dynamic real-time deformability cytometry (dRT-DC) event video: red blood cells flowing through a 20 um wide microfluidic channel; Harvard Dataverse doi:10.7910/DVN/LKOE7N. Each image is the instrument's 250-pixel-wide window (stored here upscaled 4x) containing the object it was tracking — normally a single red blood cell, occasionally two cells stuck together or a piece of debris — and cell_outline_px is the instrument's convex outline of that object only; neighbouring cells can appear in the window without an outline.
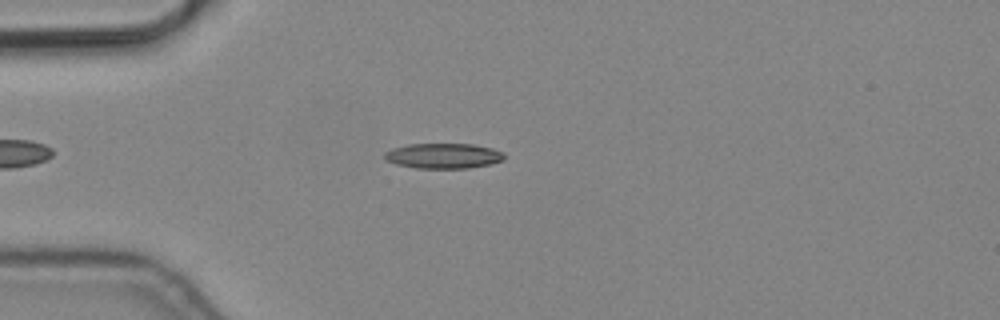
{"species": "common noctule bat (a hibernating species)", "species_latin": "Nyctalus noctula", "temperature_condition": "cold", "stored_images_in_passage": 7, "camera_frame_rate_fps": 3000, "um_per_image_px": 0.085, "animal": {"sex": "male", "body_mass_g": 19.2, "forearm_length_mm": 51.8}, "frame": {"image": 1, "passage_image": 4, "time_ms": 1.0, "image_size_px": [1000, 320], "cell_outline_px": [[504, 160], [488, 164], [468, 168], [416, 168], [396, 164], [388, 160], [384, 156], [384, 152], [392, 148], [408, 144], [472, 144], [492, 148], [504, 152]], "centroid_in_image_um": [37.69, 13.24], "position_along_channel_um": 47.3, "area_um2": 17.51}}
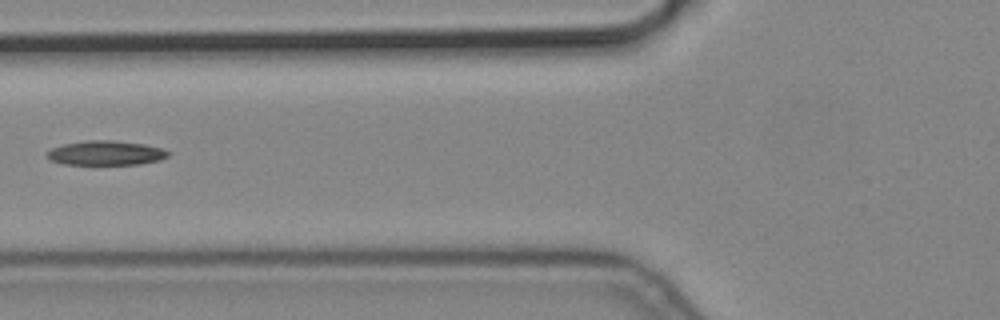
{"frame": {"image": 2, "passage_image": 6, "time_ms": 1.667, "image_size_px": [1000, 320], "cell_outline_px": [[168, 156], [160, 160], [140, 164], [64, 164], [48, 160], [48, 152], [52, 148], [64, 144], [88, 140], [112, 140], [144, 144], [164, 148], [168, 152]], "centroid_in_image_um": [9.01, 13.0], "position_along_channel_um": 116.8, "area_um2": 17.17}}
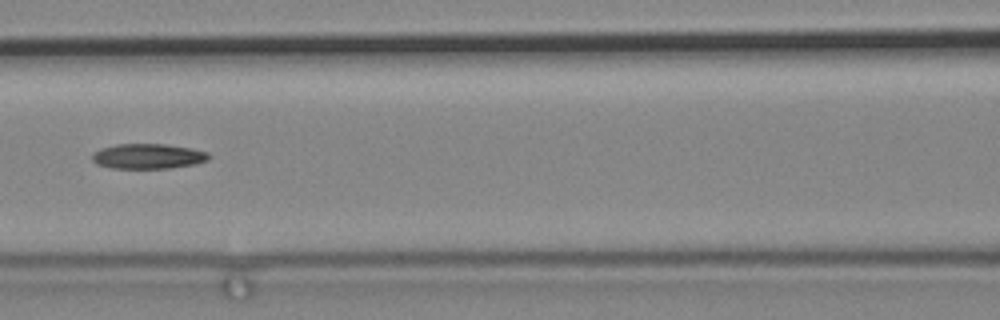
{"frame": {"image": 3, "passage_image": 7, "time_ms": 2.0, "image_size_px": [1000, 320], "cell_outline_px": [[212, 156], [208, 160], [192, 164], [168, 168], [108, 168], [96, 164], [92, 160], [92, 152], [100, 148], [116, 144], [164, 144], [192, 148], [208, 152]], "centroid_in_image_um": [12.55, 13.27], "position_along_channel_um": 154.1, "area_um2": 17.17}}